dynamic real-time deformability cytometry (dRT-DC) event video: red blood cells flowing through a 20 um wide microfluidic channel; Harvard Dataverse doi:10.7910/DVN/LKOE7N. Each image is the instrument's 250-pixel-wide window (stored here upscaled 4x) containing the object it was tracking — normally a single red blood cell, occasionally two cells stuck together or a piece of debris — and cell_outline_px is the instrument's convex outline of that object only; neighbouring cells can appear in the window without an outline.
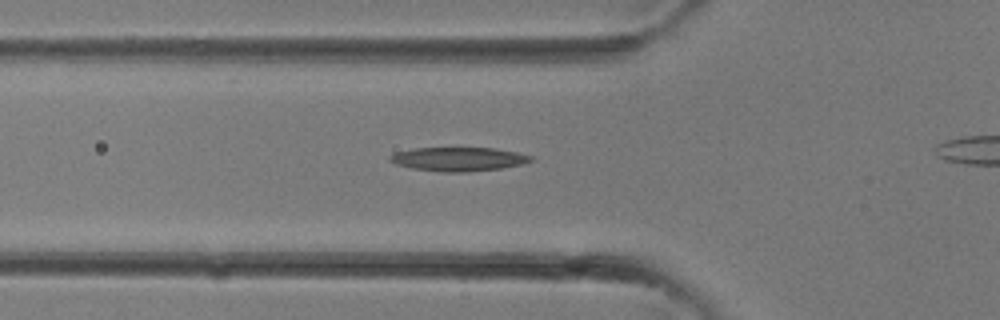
{"species": "common noctule bat (a hibernating species)", "species_latin": "Nyctalus noctula", "temperature_condition": "room temperature", "stored_images_in_passage": 24, "camera_frame_rate_fps": 3000, "um_per_image_px": 0.085, "animal": {"sex": "female"}, "frame": {"image": 1, "passage_image": 8, "time_ms": 2.333, "image_size_px": [1000, 320], "cell_outline_px": [[536, 160], [520, 164], [500, 168], [468, 172], [440, 172], [412, 168], [396, 164], [388, 160], [388, 156], [396, 152], [412, 148], [496, 148], [516, 152], [532, 156]], "centroid_in_image_um": [38.95, 13.52], "position_along_channel_um": 86.8, "area_um2": 19.65}}
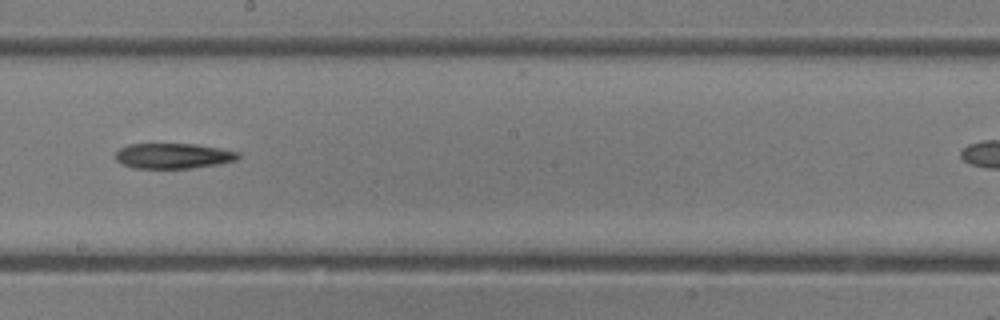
{"frame": {"image": 2, "passage_image": 15, "time_ms": 4.667, "image_size_px": [1000, 320], "cell_outline_px": [[240, 156], [236, 160], [220, 164], [192, 168], [132, 168], [120, 164], [116, 160], [116, 152], [120, 148], [128, 144], [196, 144], [220, 148], [240, 152]], "centroid_in_image_um": [14.72, 13.25], "position_along_channel_um": 233.5, "area_um2": 18.26}}
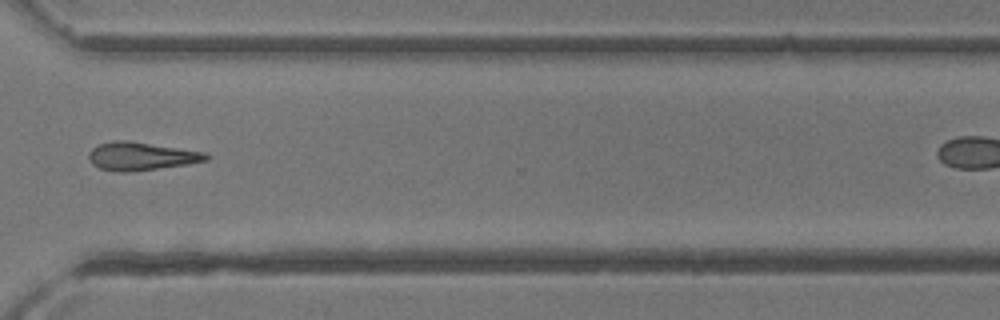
{"frame": {"image": 3, "passage_image": 21, "time_ms": 6.667, "image_size_px": [1000, 320], "cell_outline_px": [[208, 160], [188, 164], [128, 172], [120, 172], [100, 168], [92, 164], [88, 160], [88, 152], [92, 148], [100, 144], [112, 140], [128, 140], [208, 152]], "centroid_in_image_um": [11.99, 13.26], "position_along_channel_um": 358.6, "area_um2": 19.36}}